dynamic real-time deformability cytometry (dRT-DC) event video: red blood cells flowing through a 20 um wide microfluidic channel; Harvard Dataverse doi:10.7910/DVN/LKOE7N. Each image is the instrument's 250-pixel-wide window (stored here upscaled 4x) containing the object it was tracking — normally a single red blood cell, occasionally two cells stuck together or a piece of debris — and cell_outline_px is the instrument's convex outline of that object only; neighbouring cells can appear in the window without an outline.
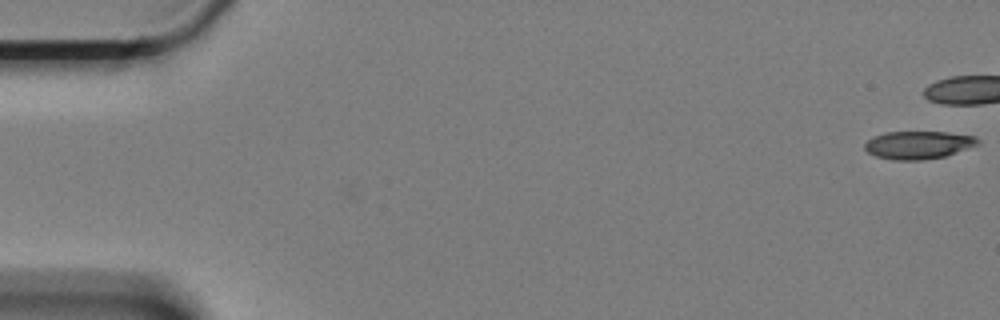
{"species": "Egyptian fruit bat (a non-hibernating species)", "species_latin": "Rousettus aegyptiacus", "temperature_condition": "cold", "stored_images_in_passage": 47, "camera_frame_rate_fps": 3000, "um_per_image_px": 0.085, "animal": {"sex": "female"}, "frame": {"image": 1, "passage_image": 1, "time_ms": 0.0, "image_size_px": [1000, 320], "cell_outline_px": [[980, 144], [944, 156], [920, 160], [892, 160], [876, 156], [868, 152], [864, 148], [864, 144], [872, 136], [884, 132], [948, 132], [976, 136], [980, 140]], "centroid_in_image_um": [78.05, 12.31], "position_along_channel_um": 7.0, "area_um2": 18.44}}
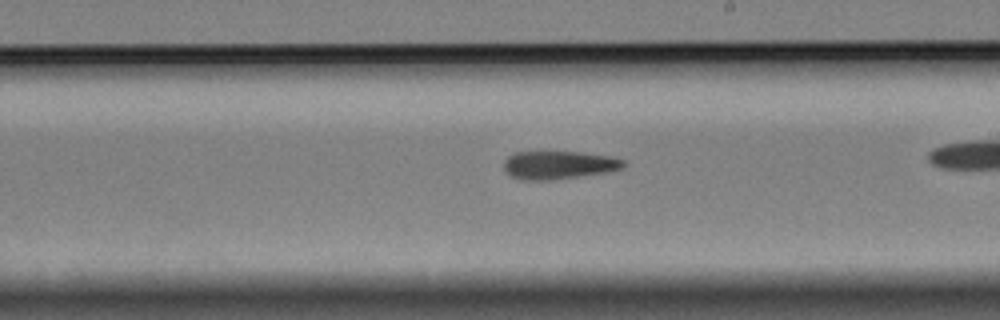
{"frame": {"image": 2, "passage_image": 35, "time_ms": 11.333, "image_size_px": [1000, 320], "cell_outline_px": [[628, 164], [624, 168], [604, 172], [548, 180], [520, 180], [512, 176], [504, 168], [504, 160], [508, 156], [516, 152], [580, 152], [612, 156], [624, 160]], "centroid_in_image_um": [47.51, 14.01], "position_along_channel_um": 241.5, "area_um2": 19.48}}
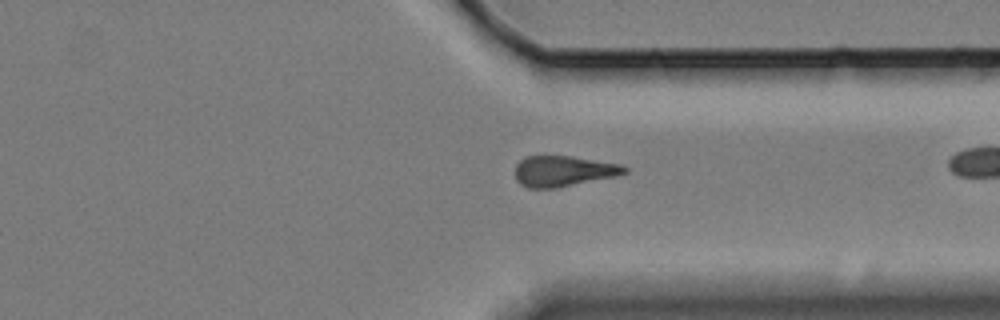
{"frame": {"image": 3, "passage_image": 46, "time_ms": 15.0, "image_size_px": [1000, 320], "cell_outline_px": [[628, 172], [616, 176], [556, 188], [528, 188], [520, 184], [516, 180], [516, 164], [524, 156], [572, 156], [620, 164], [628, 168]], "centroid_in_image_um": [47.88, 14.54], "position_along_channel_um": 363.5, "area_um2": 19.59}}